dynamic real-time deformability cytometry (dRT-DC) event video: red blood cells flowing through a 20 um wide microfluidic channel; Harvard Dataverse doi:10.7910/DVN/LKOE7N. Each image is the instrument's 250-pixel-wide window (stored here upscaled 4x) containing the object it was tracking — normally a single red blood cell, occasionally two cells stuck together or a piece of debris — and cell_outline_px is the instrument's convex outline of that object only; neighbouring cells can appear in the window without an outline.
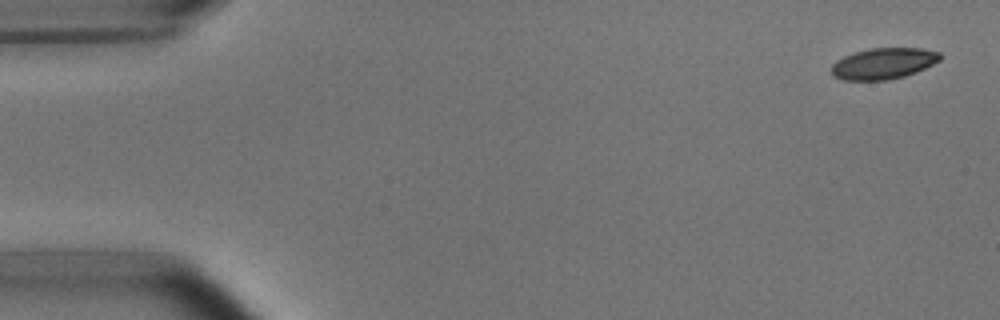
{"species": "common noctule bat (a hibernating species)", "species_latin": "Nyctalus noctula", "temperature_condition": "room temperature", "stored_images_in_passage": 10, "camera_frame_rate_fps": 3000, "um_per_image_px": 0.085, "animal": {"sex": "male", "body_mass_g": 15.6}, "frame": {"image": 1, "passage_image": 2, "time_ms": 0.333, "image_size_px": [1000, 320], "cell_outline_px": [[940, 60], [916, 72], [904, 76], [888, 80], [844, 80], [832, 76], [832, 64], [836, 60], [844, 56], [868, 48], [920, 48], [940, 52]], "centroid_in_image_um": [75.07, 5.4], "position_along_channel_um": 9.9, "area_um2": 19.65}}